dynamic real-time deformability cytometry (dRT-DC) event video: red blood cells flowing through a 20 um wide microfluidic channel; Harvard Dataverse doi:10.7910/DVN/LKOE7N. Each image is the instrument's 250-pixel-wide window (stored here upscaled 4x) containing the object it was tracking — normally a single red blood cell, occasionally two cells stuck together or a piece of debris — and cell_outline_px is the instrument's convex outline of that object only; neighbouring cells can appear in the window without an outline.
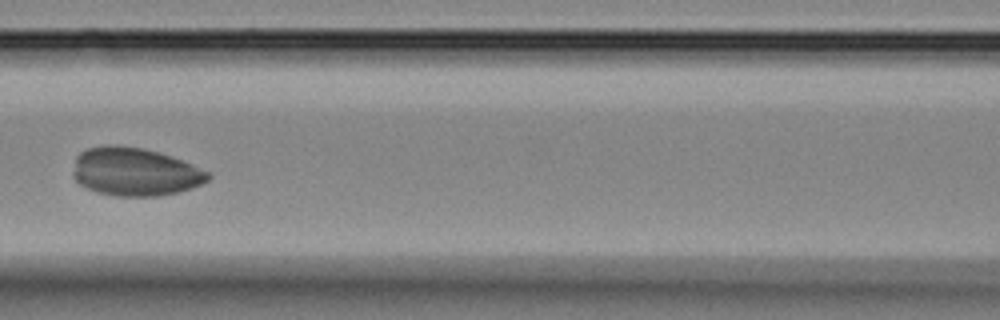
{"species": "Egyptian fruit bat (a non-hibernating species)", "species_latin": "Rousettus aegyptiacus", "temperature_condition": "room temperature", "stored_images_in_passage": 8, "camera_frame_rate_fps": 3000, "um_per_image_px": 0.085, "animal": {"sex": "female"}, "frame": {"image": 1, "passage_image": 7, "time_ms": 7.0, "image_size_px": [1000, 320], "cell_outline_px": [[212, 176], [208, 180], [192, 188], [176, 192], [156, 196], [116, 196], [96, 192], [80, 184], [72, 176], [72, 172], [76, 156], [80, 152], [88, 148], [108, 144], [116, 144], [144, 148], [172, 156], [208, 172]], "centroid_in_image_um": [11.43, 14.59], "position_along_channel_um": 155.2, "area_um2": 37.97}}
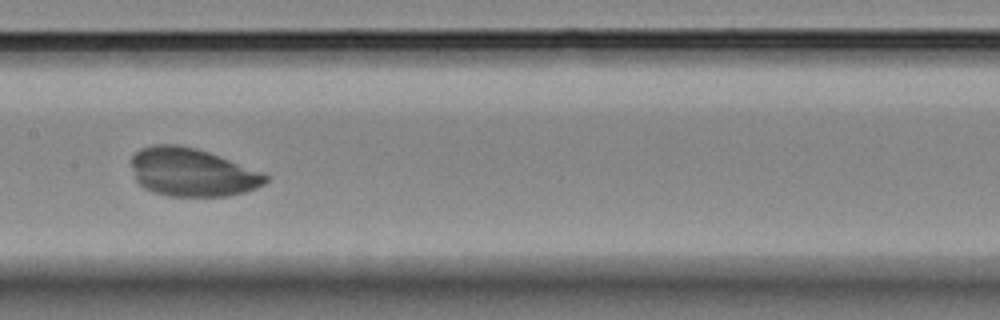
{"frame": {"image": 2, "passage_image": 8, "time_ms": 8.0, "image_size_px": [1000, 320], "cell_outline_px": [[268, 180], [264, 184], [256, 188], [244, 192], [228, 196], [168, 196], [152, 192], [144, 188], [136, 180], [132, 168], [132, 156], [140, 148], [152, 144], [176, 144], [196, 148], [208, 152], [264, 172], [268, 176]], "centroid_in_image_um": [16.32, 14.64], "position_along_channel_um": 191.1, "area_um2": 37.86}}